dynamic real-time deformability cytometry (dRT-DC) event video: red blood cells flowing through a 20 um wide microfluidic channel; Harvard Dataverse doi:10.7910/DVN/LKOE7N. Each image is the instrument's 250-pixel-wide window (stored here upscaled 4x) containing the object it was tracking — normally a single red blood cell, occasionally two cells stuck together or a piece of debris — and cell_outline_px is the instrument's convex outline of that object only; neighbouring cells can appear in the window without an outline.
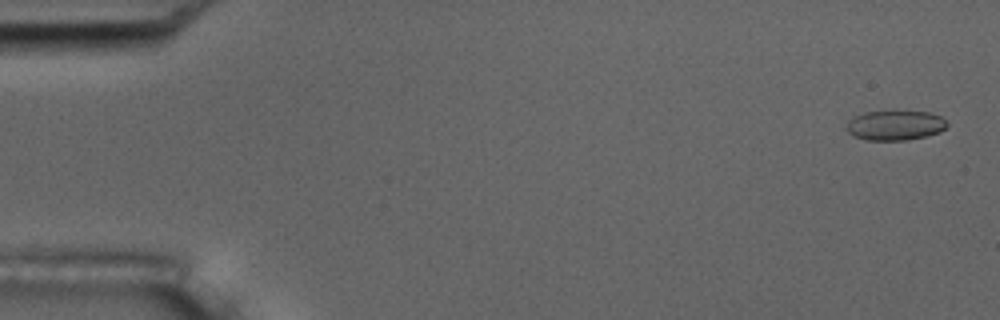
{"species": "common noctule bat (a hibernating species)", "species_latin": "Nyctalus noctula", "temperature_condition": "room temperature", "stored_images_in_passage": 5, "camera_frame_rate_fps": 3000, "um_per_image_px": 0.085, "animal": {"sex": "male", "body_mass_g": 17.5, "forearm_length_mm": 52.3}, "frame": {"image": 1, "passage_image": 1, "time_ms": 0.0, "image_size_px": [1000, 320], "cell_outline_px": [[948, 124], [940, 132], [908, 140], [864, 140], [852, 136], [848, 132], [848, 120], [852, 116], [864, 112], [892, 108], [896, 108], [928, 112], [940, 116]], "centroid_in_image_um": [76.05, 10.6], "position_along_channel_um": 9.0, "area_um2": 18.26}}
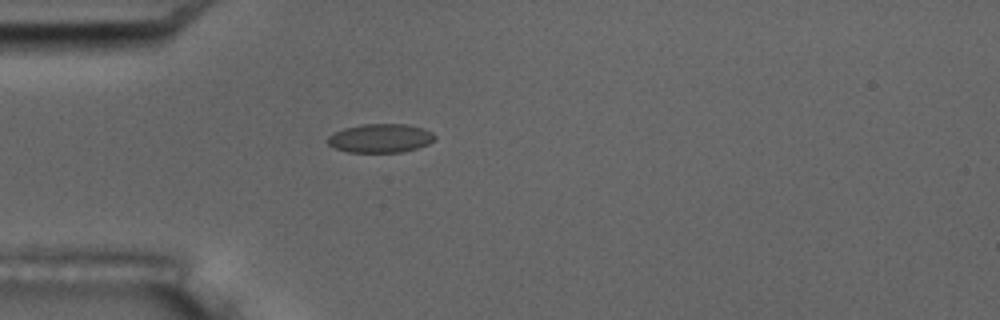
{"frame": {"image": 2, "passage_image": 5, "time_ms": 4.667, "image_size_px": [1000, 320], "cell_outline_px": [[436, 140], [428, 144], [404, 152], [348, 152], [332, 148], [328, 144], [328, 136], [332, 132], [344, 128], [364, 124], [408, 124], [424, 128], [432, 132], [436, 136]], "centroid_in_image_um": [32.34, 11.75], "position_along_channel_um": 52.7, "area_um2": 18.21}}